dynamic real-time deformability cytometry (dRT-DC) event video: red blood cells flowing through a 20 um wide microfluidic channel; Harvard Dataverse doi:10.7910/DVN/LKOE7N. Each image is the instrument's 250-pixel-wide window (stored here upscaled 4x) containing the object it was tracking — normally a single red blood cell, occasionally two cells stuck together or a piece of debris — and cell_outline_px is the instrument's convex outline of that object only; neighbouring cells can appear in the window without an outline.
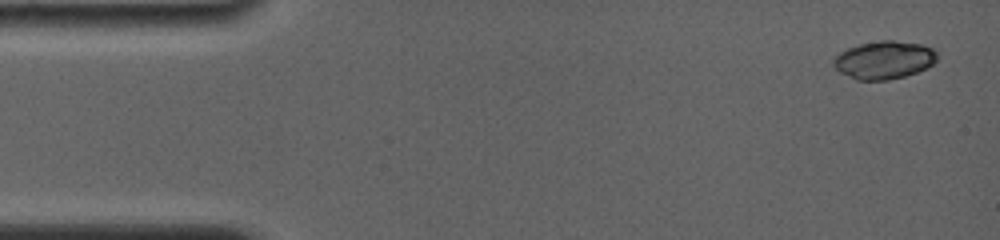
{"species": "common noctule bat (a hibernating species)", "species_latin": "Nyctalus noctula", "temperature_condition": "room temperature", "stored_images_in_passage": 47, "camera_frame_rate_fps": 4000, "um_per_image_px": 0.085, "animal": {"sex": "female", "body_mass_g": 19.0, "forearm_length_mm": 56.7}, "frame": {"image": 1, "passage_image": 1, "time_ms": 0.0, "image_size_px": [1000, 240], "cell_outline_px": [[936, 60], [928, 68], [904, 76], [888, 80], [856, 80], [840, 72], [832, 64], [832, 60], [840, 52], [848, 48], [860, 44], [880, 40], [892, 40], [920, 44], [932, 48], [936, 52]], "centroid_in_image_um": [75.13, 5.1], "position_along_channel_um": 9.9, "area_um2": 22.83}}
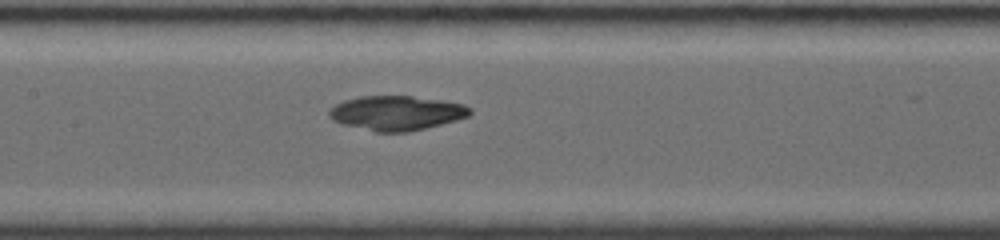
{"frame": {"image": 2, "passage_image": 27, "time_ms": 7.25, "image_size_px": [1000, 240], "cell_outline_px": [[472, 112], [468, 116], [456, 120], [408, 132], [376, 132], [340, 124], [332, 120], [328, 116], [328, 112], [336, 104], [344, 100], [360, 96], [412, 96], [440, 100], [464, 104], [472, 108]], "centroid_in_image_um": [33.68, 9.61], "position_along_channel_um": 173.7, "area_um2": 28.32}}
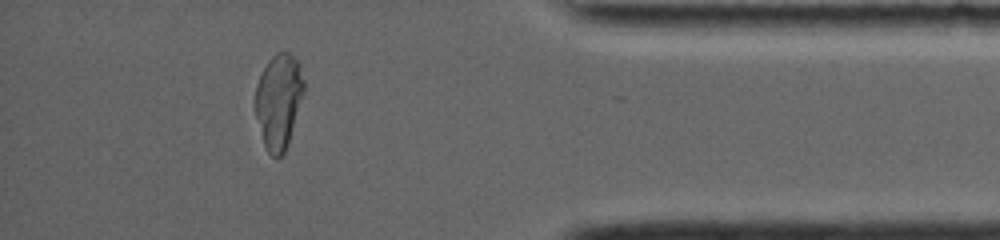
{"frame": {"image": 3, "passage_image": 47, "time_ms": 14.0, "image_size_px": [1000, 240], "cell_outline_px": [[304, 92], [288, 144], [284, 152], [276, 160], [268, 152], [264, 144], [252, 104], [256, 84], [268, 60], [276, 52], [288, 52], [300, 64], [304, 80]], "centroid_in_image_um": [23.66, 8.59], "position_along_channel_um": 411.5, "area_um2": 27.17}, "authors_computed_cell_mechanics": {"area_um2": 27.166, "velocity_mm_per_s": 3.8227, "shape_relaxation_time_tau1_ms": null, "shape_relaxation_time_tau2_ms": 1.7971, "deformation_change_tau1": null, "deformation_change_tau2": 0.0361}}